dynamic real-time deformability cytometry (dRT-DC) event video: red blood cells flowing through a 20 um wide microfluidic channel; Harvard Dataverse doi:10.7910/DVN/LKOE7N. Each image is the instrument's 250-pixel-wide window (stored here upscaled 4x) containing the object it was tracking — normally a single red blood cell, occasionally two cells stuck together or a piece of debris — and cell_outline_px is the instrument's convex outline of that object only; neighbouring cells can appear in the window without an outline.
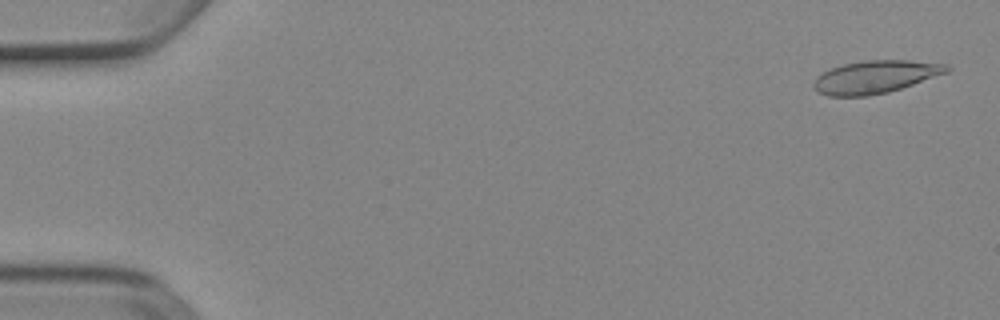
{"species": "Egyptian fruit bat (a non-hibernating species)", "species_latin": "Rousettus aegyptiacus", "temperature_condition": "cold", "stored_images_in_passage": 52, "camera_frame_rate_fps": 3000, "um_per_image_px": 0.085, "animal": {"sex": "female"}, "frame": {"image": 1, "passage_image": 2, "time_ms": 0.333, "image_size_px": [1000, 320], "cell_outline_px": [[952, 68], [948, 72], [888, 92], [868, 96], [828, 96], [816, 92], [812, 84], [816, 76], [832, 68], [844, 64], [864, 60], [908, 60], [948, 64]], "centroid_in_image_um": [74.38, 6.53], "position_along_channel_um": 10.6, "area_um2": 25.37}}
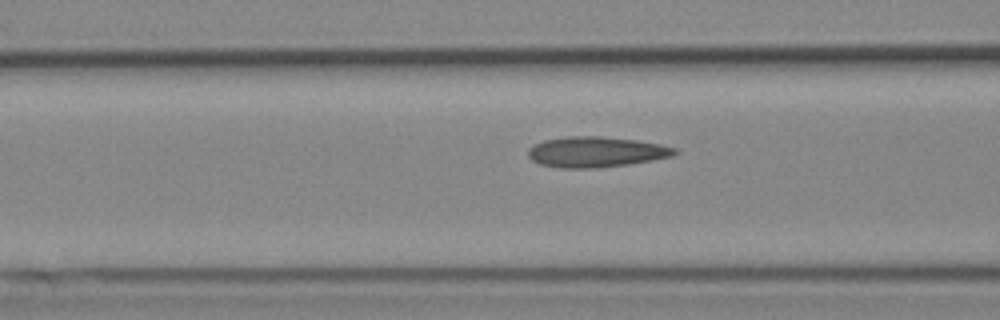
{"frame": {"image": 2, "passage_image": 21, "time_ms": 6.667, "image_size_px": [1000, 320], "cell_outline_px": [[680, 152], [672, 156], [652, 160], [628, 164], [596, 168], [560, 168], [540, 164], [532, 160], [528, 156], [528, 148], [532, 144], [544, 140], [564, 136], [600, 136], [636, 140], [660, 144], [676, 148]], "centroid_in_image_um": [50.64, 12.91], "position_along_channel_um": 116.0, "area_um2": 26.24}}
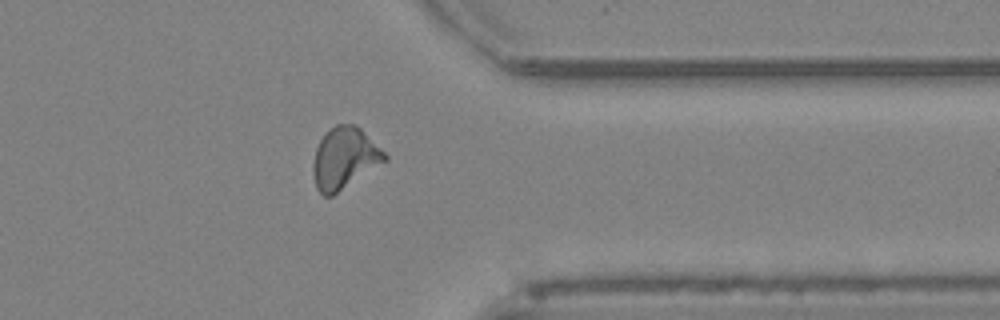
{"frame": {"image": 3, "passage_image": 42, "time_ms": 13.667, "image_size_px": [1000, 320], "cell_outline_px": [[388, 160], [332, 196], [324, 196], [316, 188], [312, 172], [312, 164], [316, 148], [320, 140], [336, 124], [352, 124], [360, 128], [388, 156]], "centroid_in_image_um": [29.27, 13.47], "position_along_channel_um": 382.1, "area_um2": 25.37}, "authors_computed_cell_mechanics": {"area_um2": 24.7384, "velocity_mm_per_s": 3.9055, "shape_relaxation_time_tau1_ms": null, "shape_relaxation_time_tau2_ms": 1.6888, "deformation_change_tau1": null, "deformation_change_tau2": 0.0877}}